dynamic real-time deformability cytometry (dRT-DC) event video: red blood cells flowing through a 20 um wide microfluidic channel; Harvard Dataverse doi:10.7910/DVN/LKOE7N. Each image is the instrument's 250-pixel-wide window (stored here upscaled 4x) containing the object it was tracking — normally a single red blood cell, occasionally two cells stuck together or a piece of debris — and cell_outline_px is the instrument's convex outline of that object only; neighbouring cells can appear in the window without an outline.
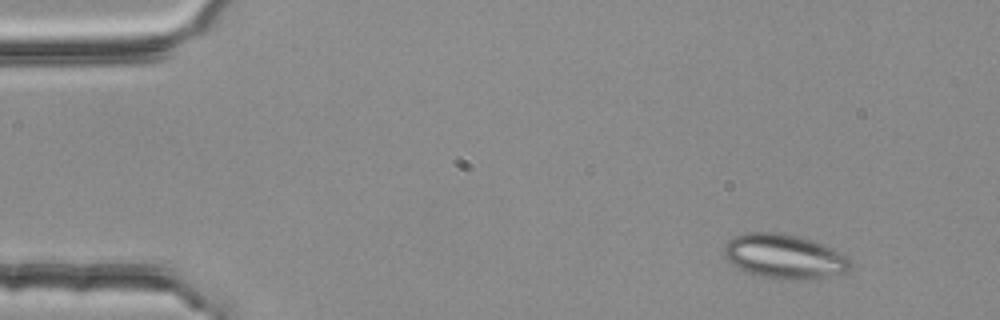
{"species": "common noctule bat (a hibernating species)", "species_latin": "Nyctalus noctula", "temperature_condition": "room temperature", "stored_images_in_passage": 4, "camera_frame_rate_fps": 3000, "um_per_image_px": 0.085, "animal": {"sex": "female", "body_mass_g": 25.1}, "frame": {"image": 1, "passage_image": 1, "time_ms": 0.0, "image_size_px": [1000, 320], "cell_outline_px": [[848, 268], [844, 272], [824, 276], [764, 276], [740, 268], [732, 264], [724, 256], [724, 248], [728, 240], [736, 236], [748, 232], [780, 232], [800, 236], [824, 244], [844, 252], [848, 256]], "centroid_in_image_um": [66.65, 21.7], "position_along_channel_um": 18.4, "area_um2": 31.27}}
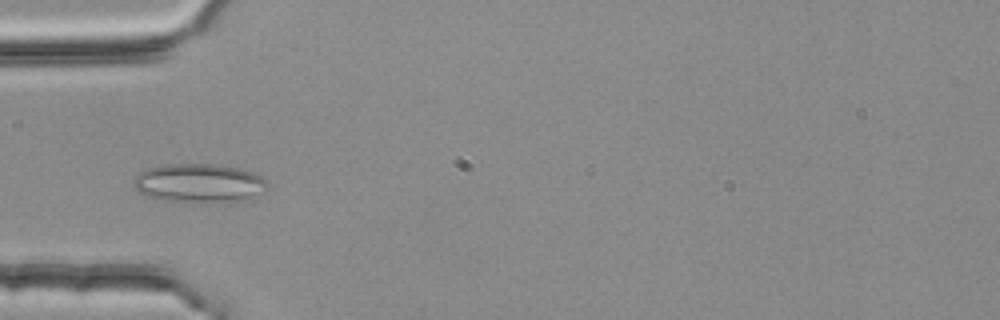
{"frame": {"image": 2, "passage_image": 4, "time_ms": 1.0, "image_size_px": [1000, 320], "cell_outline_px": [[268, 188], [264, 192], [240, 200], [164, 200], [148, 196], [140, 192], [132, 184], [132, 180], [140, 172], [148, 168], [164, 164], [212, 164], [236, 168], [252, 172], [260, 176], [268, 184]], "centroid_in_image_um": [16.88, 15.52], "position_along_channel_um": 68.1, "area_um2": 29.3}}